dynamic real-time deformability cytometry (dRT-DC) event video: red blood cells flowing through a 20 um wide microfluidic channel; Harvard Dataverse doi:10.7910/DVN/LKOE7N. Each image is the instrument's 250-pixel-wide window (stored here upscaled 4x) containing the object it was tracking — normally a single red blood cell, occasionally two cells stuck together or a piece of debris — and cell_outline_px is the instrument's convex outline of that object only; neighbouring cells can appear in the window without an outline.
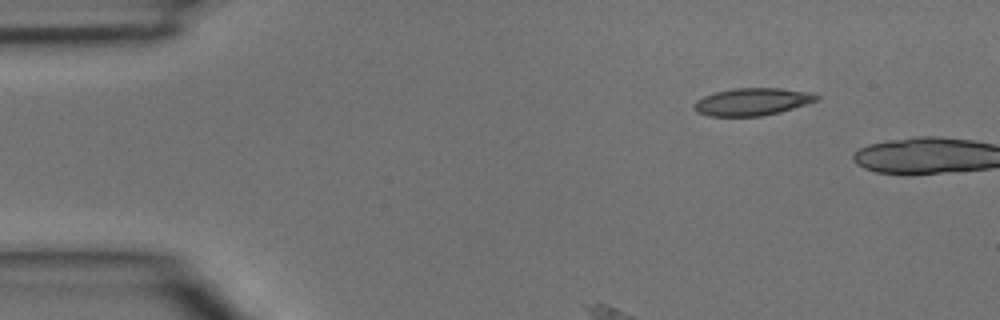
{"species": "common noctule bat (a hibernating species)", "species_latin": "Nyctalus noctula", "temperature_condition": "room temperature", "stored_images_in_passage": 3, "camera_frame_rate_fps": 3000, "um_per_image_px": 0.085, "animal": {"sex": "male", "body_mass_g": 15.6}, "frame": {"image": 1, "passage_image": 1, "time_ms": 0.0, "image_size_px": [1000, 320], "cell_outline_px": [[820, 100], [780, 112], [764, 116], [708, 116], [696, 112], [692, 108], [692, 104], [696, 100], [704, 96], [716, 92], [736, 88], [780, 88], [812, 92], [820, 96]], "centroid_in_image_um": [63.95, 8.65], "position_along_channel_um": 21.1, "area_um2": 19.83}}